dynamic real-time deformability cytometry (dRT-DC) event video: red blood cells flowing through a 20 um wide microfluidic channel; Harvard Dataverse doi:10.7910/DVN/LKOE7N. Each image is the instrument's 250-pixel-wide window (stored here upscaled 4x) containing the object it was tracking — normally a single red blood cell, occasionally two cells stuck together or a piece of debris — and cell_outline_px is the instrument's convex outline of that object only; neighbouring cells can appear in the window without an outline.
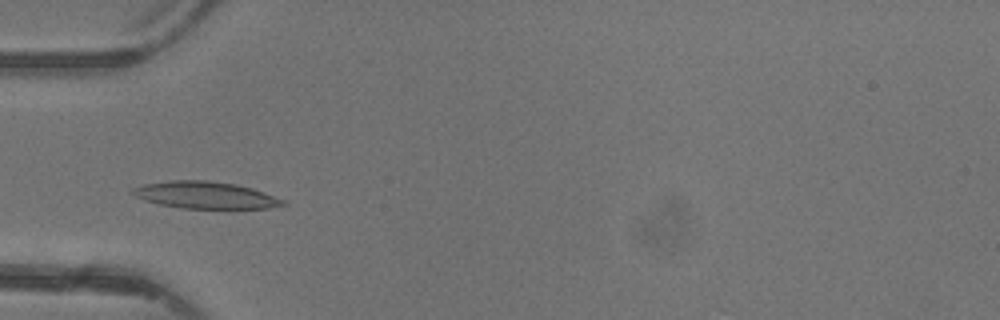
{"species": "common noctule bat (a hibernating species)", "species_latin": "Nyctalus noctula", "temperature_condition": "warm", "stored_images_in_passage": 2, "camera_frame_rate_fps": 3000, "um_per_image_px": 0.085, "animal": {"sex": "female"}, "frame": {"image": 1, "passage_image": 2, "time_ms": 1.0, "image_size_px": [1000, 320], "cell_outline_px": [[288, 204], [268, 208], [180, 208], [160, 204], [144, 200], [136, 196], [132, 192], [132, 188], [144, 184], [172, 180], [208, 180], [236, 184], [252, 188], [264, 192], [284, 200]], "centroid_in_image_um": [17.47, 16.58], "position_along_channel_um": 67.5, "area_um2": 23.47}}